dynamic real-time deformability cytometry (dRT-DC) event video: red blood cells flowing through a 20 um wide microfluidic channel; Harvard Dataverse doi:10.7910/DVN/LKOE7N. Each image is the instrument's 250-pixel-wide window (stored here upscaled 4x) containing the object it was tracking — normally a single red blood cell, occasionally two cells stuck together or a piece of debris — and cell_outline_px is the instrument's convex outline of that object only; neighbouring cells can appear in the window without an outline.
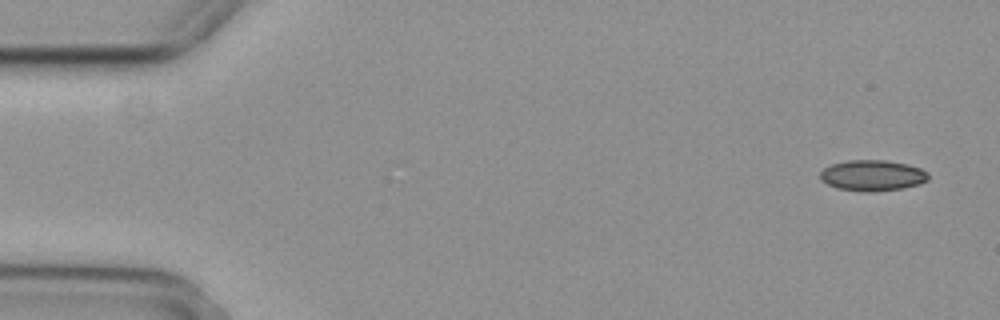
{"species": "common noctule bat (a hibernating species)", "species_latin": "Nyctalus noctula", "temperature_condition": "cold", "stored_images_in_passage": 5, "camera_frame_rate_fps": 3000, "um_per_image_px": 0.085, "animal": {"sex": "female", "body_mass_g": 29.2, "forearm_length_mm": 56.3}, "frame": {"image": 1, "passage_image": 1, "time_ms": 0.0, "image_size_px": [1000, 320], "cell_outline_px": [[928, 180], [920, 184], [904, 188], [876, 192], [864, 192], [836, 188], [820, 180], [820, 172], [824, 168], [832, 164], [848, 160], [884, 160], [908, 164], [920, 168], [928, 172]], "centroid_in_image_um": [74.17, 14.92], "position_along_channel_um": 10.8, "area_um2": 19.65}}
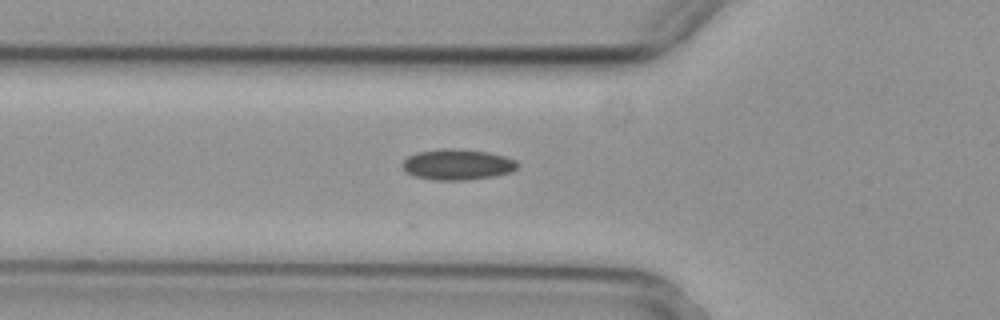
{"frame": {"image": 2, "passage_image": 5, "time_ms": 1.333, "image_size_px": [1000, 320], "cell_outline_px": [[516, 168], [512, 172], [492, 176], [464, 180], [436, 180], [416, 176], [408, 172], [400, 164], [408, 156], [416, 152], [440, 148], [452, 148], [488, 152], [504, 156], [516, 160]], "centroid_in_image_um": [38.86, 13.97], "position_along_channel_um": 86.9, "area_um2": 20.46}}